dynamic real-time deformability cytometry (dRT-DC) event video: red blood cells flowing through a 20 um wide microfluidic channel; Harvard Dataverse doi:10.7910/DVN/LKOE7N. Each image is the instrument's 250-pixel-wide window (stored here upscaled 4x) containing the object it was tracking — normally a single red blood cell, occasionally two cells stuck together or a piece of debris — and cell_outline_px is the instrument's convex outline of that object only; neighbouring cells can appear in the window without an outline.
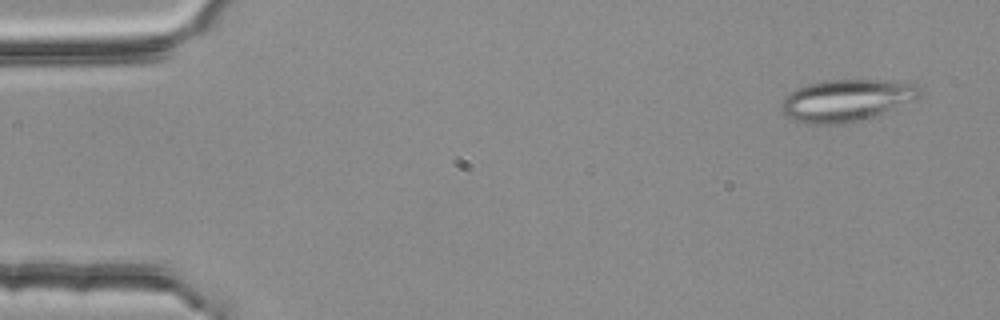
{"species": "common noctule bat (a hibernating species)", "species_latin": "Nyctalus noctula", "temperature_condition": "room temperature", "stored_images_in_passage": 3, "camera_frame_rate_fps": 3000, "um_per_image_px": 0.085, "animal": {"sex": "female", "body_mass_g": 25.1}, "frame": {"image": 1, "passage_image": 1, "time_ms": 0.0, "image_size_px": [1000, 320], "cell_outline_px": [[920, 96], [916, 100], [876, 116], [840, 124], [808, 124], [792, 120], [780, 108], [780, 104], [784, 96], [796, 88], [808, 84], [828, 80], [908, 80], [916, 84], [920, 88]], "centroid_in_image_um": [71.99, 8.51], "position_along_channel_um": 13.0, "area_um2": 34.28}}